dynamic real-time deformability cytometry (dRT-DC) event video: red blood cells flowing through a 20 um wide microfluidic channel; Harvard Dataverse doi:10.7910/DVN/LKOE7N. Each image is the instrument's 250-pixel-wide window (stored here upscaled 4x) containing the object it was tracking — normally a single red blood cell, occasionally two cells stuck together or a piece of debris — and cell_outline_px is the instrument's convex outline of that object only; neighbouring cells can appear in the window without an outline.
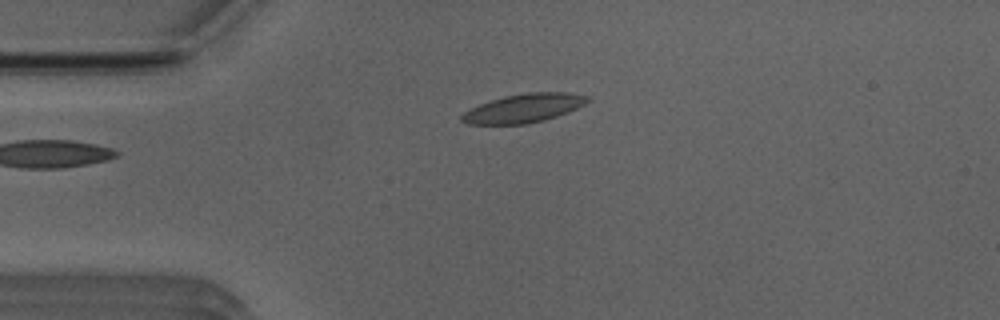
{"species": "Egyptian fruit bat (a non-hibernating species)", "species_latin": "Rousettus aegyptiacus", "temperature_condition": "room temperature", "stored_images_in_passage": 35, "camera_frame_rate_fps": 3000, "um_per_image_px": 0.085, "animal": {"sex": "male"}, "frame": {"image": 1, "passage_image": 1, "time_ms": 0.0, "image_size_px": [1000, 320], "cell_outline_px": [[592, 100], [568, 112], [544, 120], [528, 124], [468, 124], [460, 120], [460, 116], [464, 112], [480, 104], [504, 96], [528, 92], [568, 92], [588, 96]], "centroid_in_image_um": [44.54, 9.19], "position_along_channel_um": 40.5, "area_um2": 20.98}}
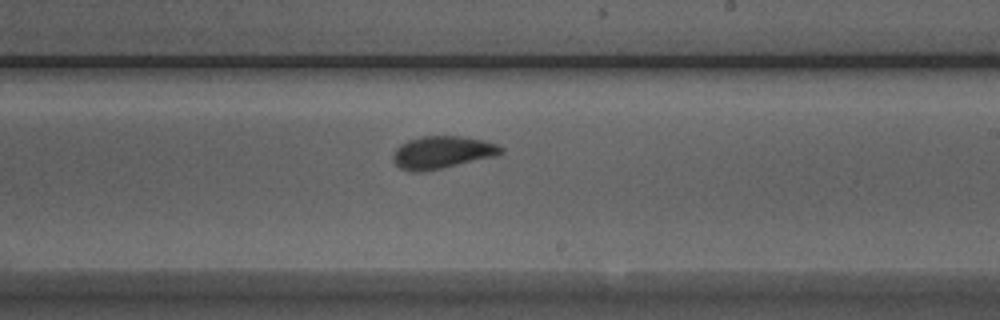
{"frame": {"image": 2, "passage_image": 19, "time_ms": 6.0, "image_size_px": [1000, 320], "cell_outline_px": [[504, 152], [496, 156], [424, 172], [412, 172], [400, 168], [392, 160], [392, 156], [396, 148], [400, 144], [408, 140], [424, 136], [460, 136], [484, 140], [496, 144], [504, 148]], "centroid_in_image_um": [37.58, 12.95], "position_along_channel_um": 251.4, "area_um2": 20.52}}
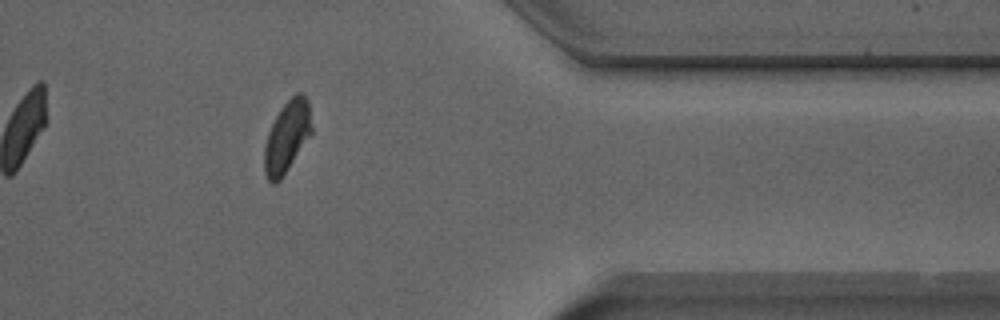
{"frame": {"image": 3, "passage_image": 31, "time_ms": 10.0, "image_size_px": [1000, 320], "cell_outline_px": [[312, 132], [280, 180], [276, 184], [272, 184], [268, 180], [264, 172], [264, 148], [268, 132], [280, 108], [296, 92], [300, 92], [308, 100], [312, 128]], "centroid_in_image_um": [24.38, 11.62], "position_along_channel_um": 387.0, "area_um2": 19.48}, "authors_computed_cell_mechanics": {"area_um2": 20.1722, "velocity_mm_per_s": 3.907, "shape_relaxation_time_tau1_ms": 3.7858, "shape_relaxation_time_tau2_ms": 1.19, "deformation_change_tau1": 0.1231, "deformation_change_tau2": 0.0461}}